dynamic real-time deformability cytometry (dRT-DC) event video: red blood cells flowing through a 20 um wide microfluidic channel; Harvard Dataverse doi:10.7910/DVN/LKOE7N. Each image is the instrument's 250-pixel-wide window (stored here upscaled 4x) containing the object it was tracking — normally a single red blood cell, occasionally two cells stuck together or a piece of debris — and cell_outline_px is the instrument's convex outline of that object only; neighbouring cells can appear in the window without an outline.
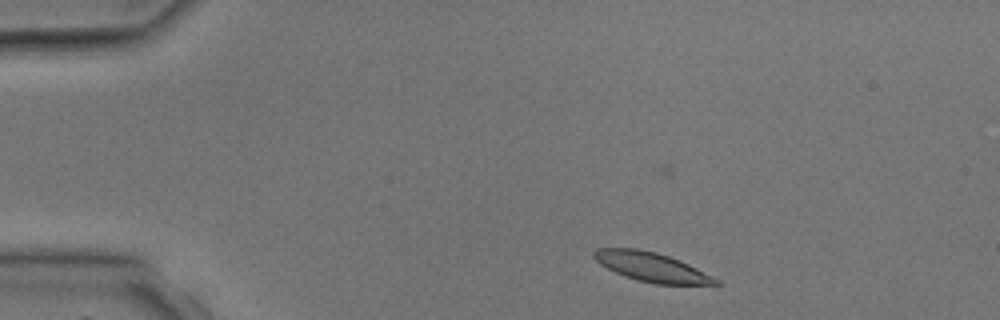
{"species": "common noctule bat (a hibernating species)", "species_latin": "Nyctalus noctula", "temperature_condition": "room temperature", "stored_images_in_passage": 1, "camera_frame_rate_fps": 3000, "um_per_image_px": 0.085, "animal": {"sex": "male", "body_mass_g": 17.9, "forearm_length_mm": 54.2}, "frame": {"image": 1, "passage_image": 1, "time_ms": 0.0, "image_size_px": [1000, 320], "cell_outline_px": [[724, 284], [656, 284], [636, 280], [624, 276], [600, 264], [592, 256], [592, 252], [596, 248], [636, 248], [656, 252], [680, 260], [720, 280]], "centroid_in_image_um": [55.36, 22.69], "position_along_channel_um": 29.6, "area_um2": 20.63}}